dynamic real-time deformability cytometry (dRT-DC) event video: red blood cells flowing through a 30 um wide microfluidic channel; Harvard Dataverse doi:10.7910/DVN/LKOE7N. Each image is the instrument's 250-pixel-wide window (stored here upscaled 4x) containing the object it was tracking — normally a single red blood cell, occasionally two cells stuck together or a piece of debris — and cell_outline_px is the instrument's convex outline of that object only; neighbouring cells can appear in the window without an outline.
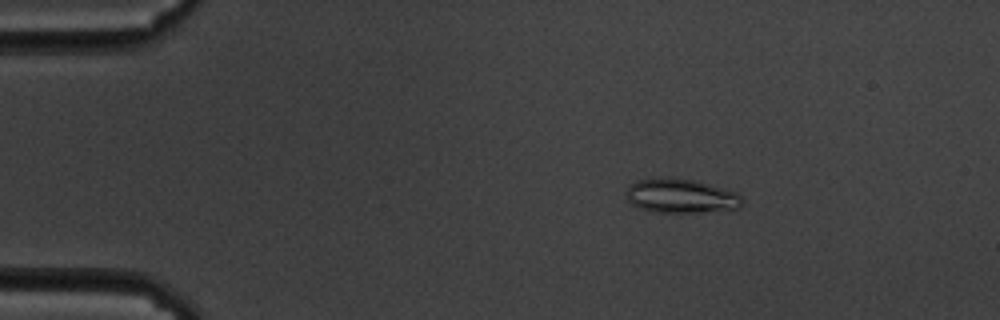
{"species": "common noctule bat (a hibernating species)", "species_latin": "Nyctalus noctula", "temperature_condition": "cold", "stored_images_in_passage": 59, "camera_frame_rate_fps": 3000, "um_per_image_px": 0.085, "animal": {"sex": "male", "body_mass_g": 19.5, "forearm_length_mm": 54.6}, "frame": {"image": 1, "passage_image": 10, "time_ms": 3.0, "image_size_px": [1000, 320], "cell_outline_px": [[744, 200], [736, 208], [700, 212], [656, 212], [640, 208], [632, 204], [628, 200], [628, 188], [636, 180], [692, 180], [724, 188], [736, 192]], "centroid_in_image_um": [57.91, 16.69], "position_along_channel_um": 27.1, "area_um2": 22.02}}
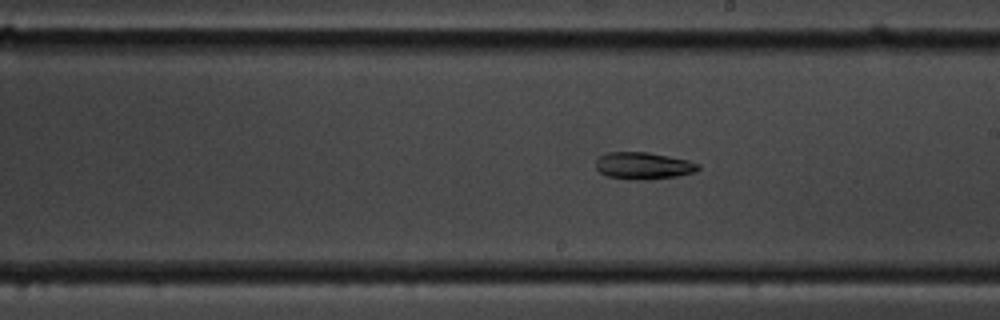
{"frame": {"image": 2, "passage_image": 34, "time_ms": 11.0, "image_size_px": [1000, 320], "cell_outline_px": [[700, 168], [696, 172], [676, 176], [648, 180], [632, 180], [608, 176], [600, 172], [596, 168], [596, 160], [600, 156], [608, 152], [648, 152], [688, 160], [700, 164]], "centroid_in_image_um": [54.7, 14.09], "position_along_channel_um": 234.3, "area_um2": 16.18}}
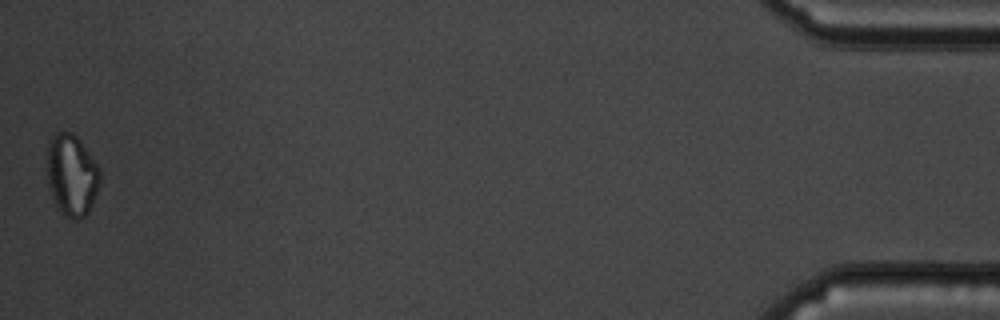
{"frame": {"image": 3, "passage_image": 59, "time_ms": 19.333, "image_size_px": [1000, 320], "cell_outline_px": [[100, 184], [88, 212], [84, 216], [76, 220], [72, 220], [56, 204], [52, 196], [48, 180], [48, 140], [56, 132], [72, 132], [76, 136], [100, 168]], "centroid_in_image_um": [6.11, 14.85], "position_along_channel_um": 429.1, "area_um2": 24.68}}